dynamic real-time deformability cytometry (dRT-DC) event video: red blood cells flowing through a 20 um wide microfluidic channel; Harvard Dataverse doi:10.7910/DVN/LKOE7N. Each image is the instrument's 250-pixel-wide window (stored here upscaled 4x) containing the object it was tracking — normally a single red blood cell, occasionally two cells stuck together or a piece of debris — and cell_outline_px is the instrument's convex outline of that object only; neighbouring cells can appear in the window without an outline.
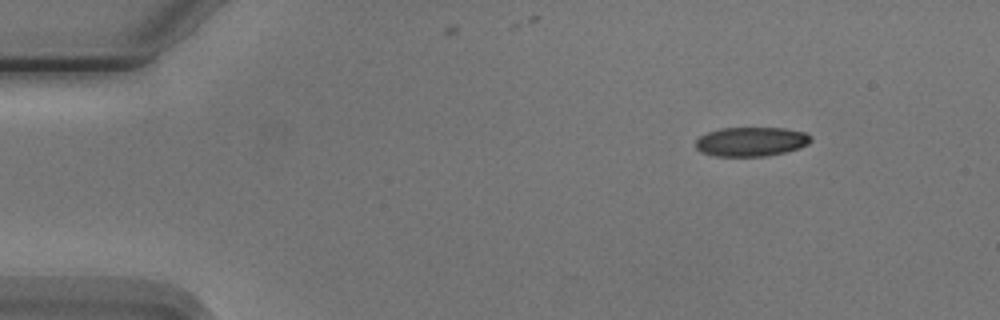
{"species": "Egyptian fruit bat (a non-hibernating species)", "species_latin": "Rousettus aegyptiacus", "temperature_condition": "cold", "stored_images_in_passage": 5, "camera_frame_rate_fps": 3000, "um_per_image_px": 0.085, "animal": {"sex": "male"}, "frame": {"image": 1, "passage_image": 1, "time_ms": 0.0, "image_size_px": [1000, 320], "cell_outline_px": [[812, 140], [808, 144], [800, 148], [784, 152], [764, 156], [716, 156], [700, 152], [696, 148], [696, 140], [700, 136], [708, 132], [720, 128], [784, 128], [804, 132], [812, 136]], "centroid_in_image_um": [63.85, 12.04], "position_along_channel_um": 21.1, "area_um2": 19.65}}
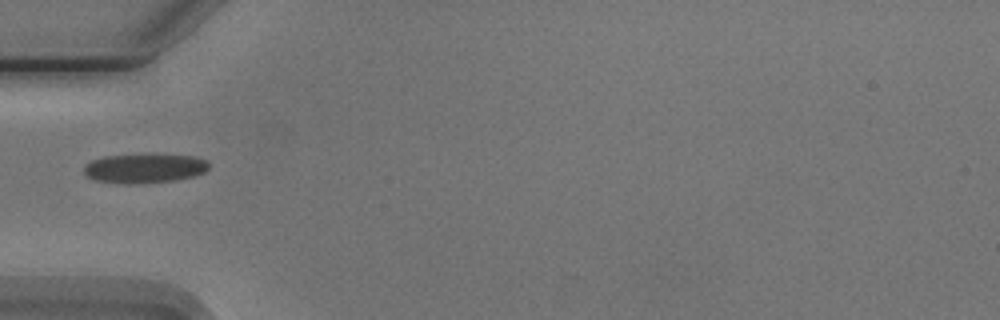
{"frame": {"image": 2, "passage_image": 4, "time_ms": 3.667, "image_size_px": [1000, 320], "cell_outline_px": [[208, 168], [204, 172], [196, 176], [176, 180], [136, 184], [124, 184], [96, 180], [88, 176], [84, 172], [84, 164], [92, 160], [104, 156], [192, 156], [208, 160]], "centroid_in_image_um": [12.28, 14.34], "position_along_channel_um": 72.7, "area_um2": 20.87}}